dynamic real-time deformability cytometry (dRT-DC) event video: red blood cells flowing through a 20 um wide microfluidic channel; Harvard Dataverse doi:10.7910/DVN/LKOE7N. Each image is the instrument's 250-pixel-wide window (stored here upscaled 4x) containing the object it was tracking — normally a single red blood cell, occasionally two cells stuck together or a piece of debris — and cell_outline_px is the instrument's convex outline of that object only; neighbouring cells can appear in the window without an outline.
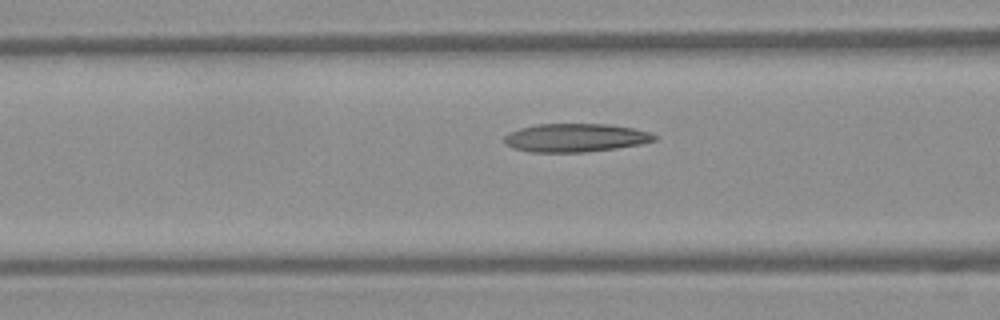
{"species": "Egyptian fruit bat (a non-hibernating species)", "species_latin": "Rousettus aegyptiacus", "temperature_condition": "warm", "stored_images_in_passage": 32, "camera_frame_rate_fps": 3000, "um_per_image_px": 0.085, "frame": {"image": 1, "passage_image": 12, "time_ms": 3.667, "image_size_px": [1000, 320], "cell_outline_px": [[656, 140], [640, 144], [616, 148], [584, 152], [528, 152], [512, 148], [504, 144], [504, 136], [508, 132], [520, 128], [536, 124], [608, 124], [632, 128], [652, 132], [656, 136]], "centroid_in_image_um": [48.87, 11.71], "position_along_channel_um": 117.7, "area_um2": 24.97}}
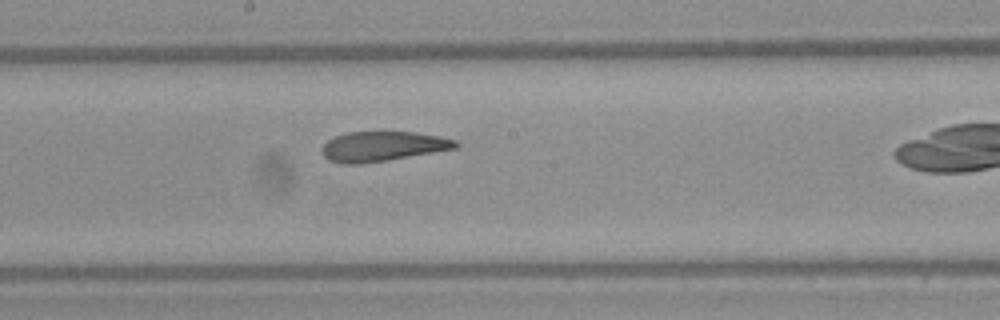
{"frame": {"image": 2, "passage_image": 19, "time_ms": 6.0, "image_size_px": [1000, 320], "cell_outline_px": [[460, 144], [456, 148], [388, 160], [360, 164], [344, 164], [328, 160], [324, 156], [324, 144], [328, 140], [336, 136], [348, 132], [412, 132], [440, 136], [456, 140]], "centroid_in_image_um": [32.54, 12.44], "position_along_channel_um": 215.7, "area_um2": 23.0}}
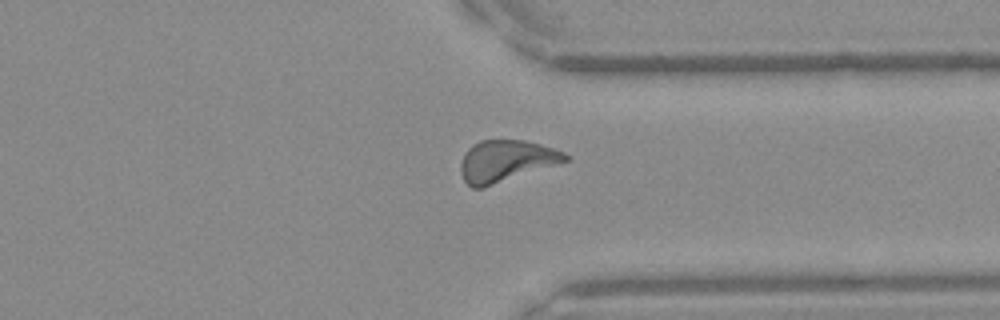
{"frame": {"image": 3, "passage_image": 30, "time_ms": 9.667, "image_size_px": [1000, 320], "cell_outline_px": [[568, 160], [484, 188], [472, 188], [464, 180], [460, 172], [460, 164], [464, 152], [472, 144], [480, 140], [524, 140], [540, 144], [564, 152], [568, 156]], "centroid_in_image_um": [42.95, 13.68], "position_along_channel_um": 368.5, "area_um2": 25.26}}